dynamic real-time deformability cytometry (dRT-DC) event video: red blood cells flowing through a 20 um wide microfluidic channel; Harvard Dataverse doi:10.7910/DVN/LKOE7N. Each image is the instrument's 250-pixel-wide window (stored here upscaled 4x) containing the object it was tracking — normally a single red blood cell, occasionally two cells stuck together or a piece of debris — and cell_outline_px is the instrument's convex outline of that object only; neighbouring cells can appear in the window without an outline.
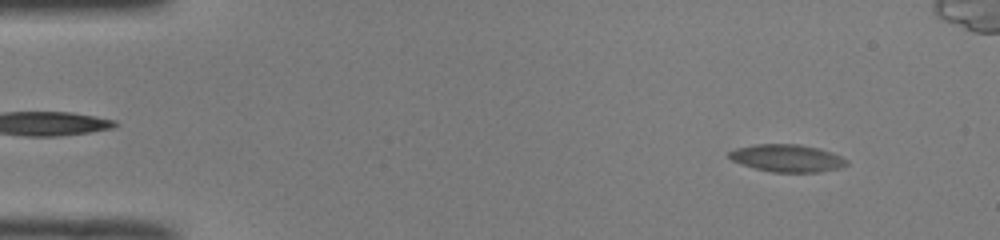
{"species": "common noctule bat (a hibernating species)", "species_latin": "Nyctalus noctula", "temperature_condition": "room temperature", "stored_images_in_passage": 53, "camera_frame_rate_fps": 3000, "um_per_image_px": 0.085, "animal": {"sex": "male", "body_mass_g": 19.0, "forearm_length_mm": 50.8}, "frame": {"image": 1, "passage_image": 5, "time_ms": 1.333, "image_size_px": [1000, 240], "cell_outline_px": [[848, 164], [840, 168], [820, 172], [772, 172], [756, 168], [732, 160], [728, 156], [728, 152], [736, 148], [756, 144], [800, 144], [820, 148], [832, 152], [848, 160]], "centroid_in_image_um": [66.95, 13.43], "position_along_channel_um": 18.1, "area_um2": 18.79}}
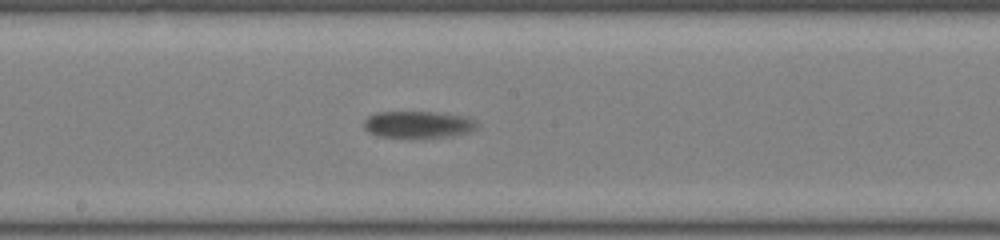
{"frame": {"image": 2, "passage_image": 28, "time_ms": 9.0, "image_size_px": [1000, 240], "cell_outline_px": [[480, 124], [476, 128], [468, 132], [452, 136], [376, 136], [368, 132], [364, 128], [364, 120], [368, 116], [376, 112], [436, 112], [464, 116]], "centroid_in_image_um": [35.51, 10.56], "position_along_channel_um": 212.7, "area_um2": 17.34}}
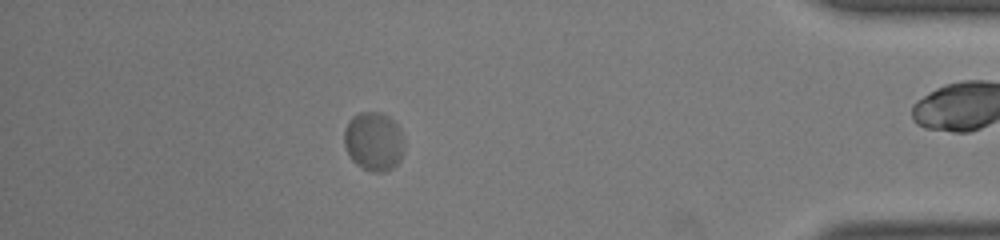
{"frame": {"image": 3, "passage_image": 46, "time_ms": 15.0, "image_size_px": [1000, 240], "cell_outline_px": [[404, 148], [400, 160], [392, 168], [384, 172], [372, 172], [360, 168], [352, 160], [344, 144], [344, 128], [348, 120], [352, 116], [360, 112], [380, 112], [388, 116], [400, 128], [404, 140]], "centroid_in_image_um": [31.76, 12.02], "position_along_channel_um": 403.4, "area_um2": 20.87}, "authors_computed_cell_mechanics": {"area_um2": 18.785, "velocity_mm_per_s": 3.8852, "shape_relaxation_time_tau1_ms": 7.2752, "shape_relaxation_time_tau2_ms": null, "deformation_change_tau1": 0.1462, "deformation_change_tau2": null}}